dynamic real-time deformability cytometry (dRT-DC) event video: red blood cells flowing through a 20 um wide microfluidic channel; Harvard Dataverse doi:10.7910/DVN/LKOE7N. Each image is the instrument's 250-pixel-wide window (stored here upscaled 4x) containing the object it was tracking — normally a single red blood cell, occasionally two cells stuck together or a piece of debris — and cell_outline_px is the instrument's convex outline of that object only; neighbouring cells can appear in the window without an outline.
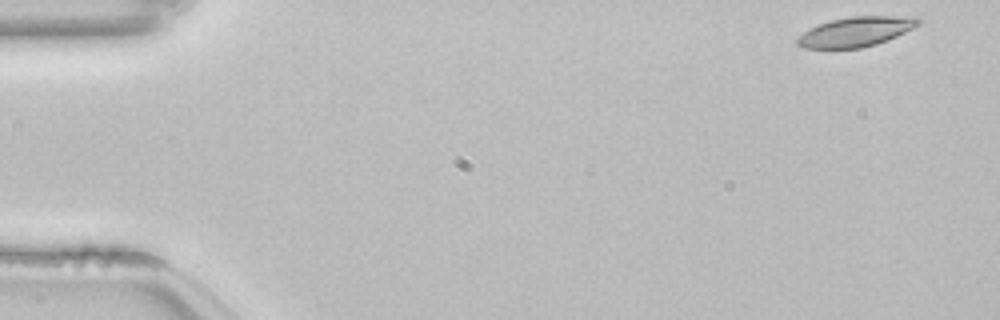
{"species": "common noctule bat (a hibernating species)", "species_latin": "Nyctalus noctula", "temperature_condition": "room temperature", "stored_images_in_passage": 52, "camera_frame_rate_fps": 3000, "um_per_image_px": 0.085, "animal": {"sex": "female", "body_mass_g": 22.7, "forearm_length_mm": 54.2}, "frame": {"image": 1, "passage_image": 1, "time_ms": 0.0, "image_size_px": [1000, 320], "cell_outline_px": [[920, 24], [888, 40], [876, 44], [860, 48], [800, 48], [796, 44], [796, 36], [808, 28], [832, 20], [848, 16], [916, 16], [920, 20]], "centroid_in_image_um": [72.7, 2.69], "position_along_channel_um": 12.3, "area_um2": 21.1}}
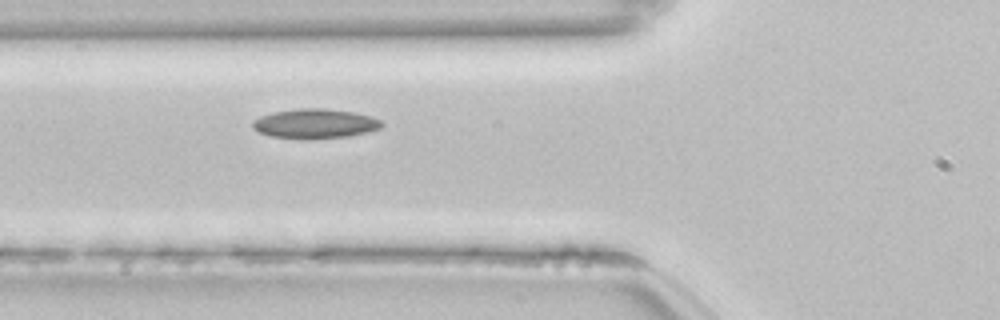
{"frame": {"image": 2, "passage_image": 18, "time_ms": 5.667, "image_size_px": [1000, 320], "cell_outline_px": [[384, 124], [380, 128], [348, 136], [312, 140], [272, 136], [260, 132], [252, 128], [252, 120], [260, 116], [272, 112], [296, 108], [324, 108], [352, 112], [372, 116], [380, 120]], "centroid_in_image_um": [26.74, 10.51], "position_along_channel_um": 99.1, "area_um2": 22.37}}
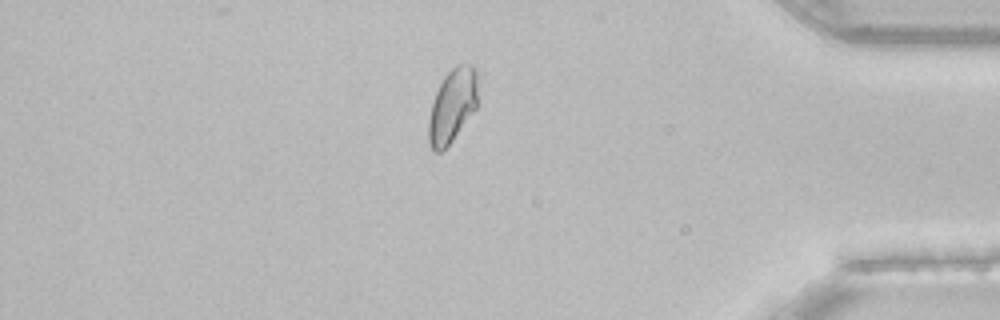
{"frame": {"image": 3, "passage_image": 44, "time_ms": 14.333, "image_size_px": [1000, 320], "cell_outline_px": [[476, 108], [452, 140], [440, 152], [432, 152], [428, 144], [428, 120], [432, 104], [436, 92], [444, 76], [456, 64], [472, 64], [476, 68]], "centroid_in_image_um": [38.42, 8.98], "position_along_channel_um": 396.8, "area_um2": 20.92}, "authors_computed_cell_mechanics": {"area_um2": 21.3571, "velocity_mm_per_s": 3.8186, "shape_relaxation_time_tau1_ms": null, "shape_relaxation_time_tau2_ms": 7.1565, "deformation_change_tau1": null, "deformation_change_tau2": 0.1193}}